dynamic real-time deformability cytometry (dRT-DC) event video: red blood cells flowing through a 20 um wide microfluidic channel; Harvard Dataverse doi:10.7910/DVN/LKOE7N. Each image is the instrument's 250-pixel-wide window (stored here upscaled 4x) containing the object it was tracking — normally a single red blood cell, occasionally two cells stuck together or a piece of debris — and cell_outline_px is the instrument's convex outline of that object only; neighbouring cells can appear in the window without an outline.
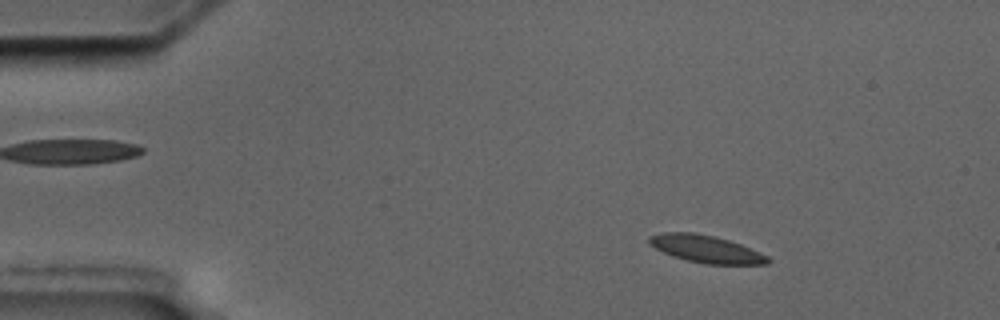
{"species": "common noctule bat (a hibernating species)", "species_latin": "Nyctalus noctula", "temperature_condition": "cold", "stored_images_in_passage": 56, "camera_frame_rate_fps": 3000, "um_per_image_px": 0.085, "animal": {"sex": "male", "body_mass_g": 17.5, "forearm_length_mm": 52.3}, "frame": {"image": 1, "passage_image": 8, "time_ms": 2.333, "image_size_px": [1000, 320], "cell_outline_px": [[772, 260], [768, 264], [704, 264], [672, 256], [648, 244], [648, 236], [660, 232], [696, 232], [716, 236], [740, 244], [760, 252], [768, 256]], "centroid_in_image_um": [60.0, 21.15], "position_along_channel_um": 25.0, "area_um2": 19.07}}
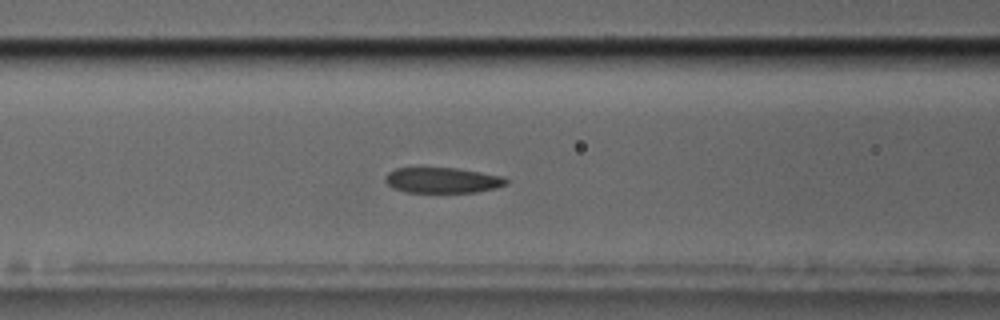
{"frame": {"image": 2, "passage_image": 23, "time_ms": 7.333, "image_size_px": [1000, 320], "cell_outline_px": [[508, 184], [496, 188], [476, 192], [404, 192], [388, 184], [384, 180], [384, 176], [388, 172], [396, 168], [420, 164], [456, 168], [504, 176], [508, 180]], "centroid_in_image_um": [37.56, 15.26], "position_along_channel_um": 129.0, "area_um2": 18.84}}
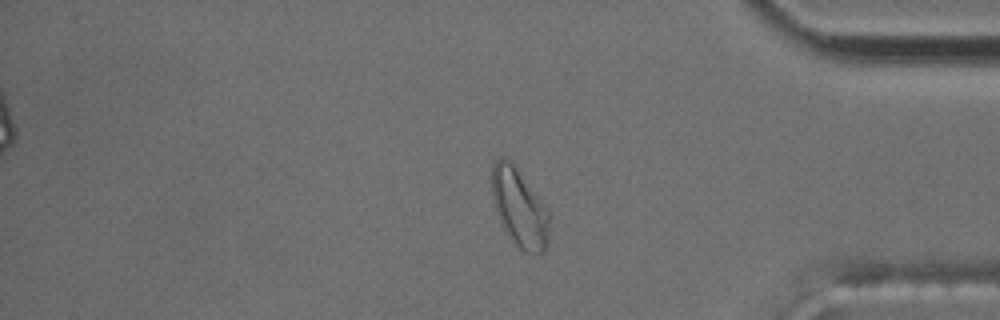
{"frame": {"image": 3, "passage_image": 47, "time_ms": 15.333, "image_size_px": [1000, 320], "cell_outline_px": [[548, 244], [544, 252], [524, 252], [516, 244], [500, 220], [496, 212], [492, 196], [492, 164], [500, 156], [512, 160], [548, 208]], "centroid_in_image_um": [44.15, 17.59], "position_along_channel_um": 391.0, "area_um2": 26.07}, "authors_computed_cell_mechanics": {"area_um2": 19.1607, "velocity_mm_per_s": 3.5365, "shape_relaxation_time_tau1_ms": 5.1737, "shape_relaxation_time_tau2_ms": 0.9391, "deformation_change_tau1": 0.124, "deformation_change_tau2": 0.0583}}